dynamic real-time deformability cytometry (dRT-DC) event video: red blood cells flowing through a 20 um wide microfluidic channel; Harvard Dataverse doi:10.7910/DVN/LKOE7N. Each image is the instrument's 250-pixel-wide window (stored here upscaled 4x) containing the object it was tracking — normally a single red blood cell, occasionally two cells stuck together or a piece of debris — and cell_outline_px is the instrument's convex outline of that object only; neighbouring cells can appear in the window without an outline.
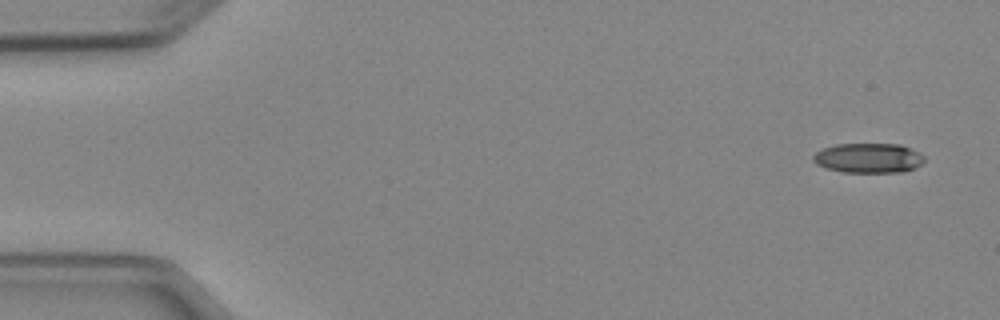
{"species": "Egyptian fruit bat (a non-hibernating species)", "species_latin": "Rousettus aegyptiacus", "temperature_condition": "cold", "stored_images_in_passage": 4, "camera_frame_rate_fps": 3000, "um_per_image_px": 0.085, "animal": {"sex": "female"}, "frame": {"image": 1, "passage_image": 1, "time_ms": 0.0, "image_size_px": [1000, 320], "cell_outline_px": [[924, 160], [916, 168], [904, 172], [840, 172], [816, 164], [812, 160], [812, 156], [816, 152], [824, 148], [836, 144], [900, 144], [912, 148], [920, 152], [924, 156]], "centroid_in_image_um": [73.84, 13.43], "position_along_channel_um": 11.2, "area_um2": 19.42}}
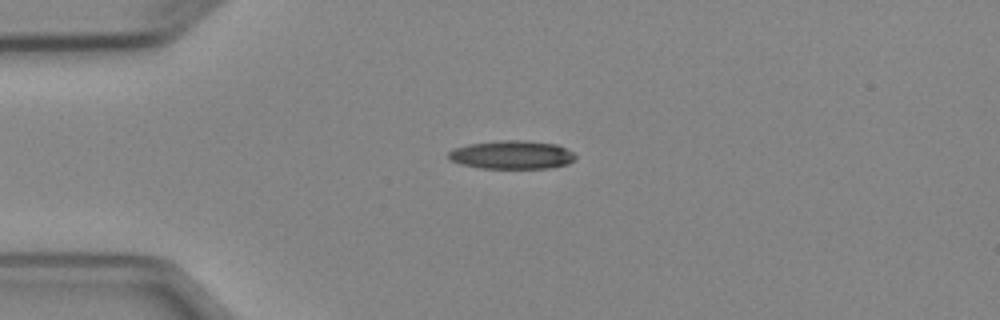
{"frame": {"image": 2, "passage_image": 4, "time_ms": 3.333, "image_size_px": [1000, 320], "cell_outline_px": [[576, 160], [568, 164], [548, 168], [480, 168], [460, 164], [448, 160], [448, 152], [452, 148], [468, 144], [500, 140], [524, 140], [556, 144], [572, 152], [576, 156]], "centroid_in_image_um": [43.47, 13.16], "position_along_channel_um": 41.5, "area_um2": 21.21}}